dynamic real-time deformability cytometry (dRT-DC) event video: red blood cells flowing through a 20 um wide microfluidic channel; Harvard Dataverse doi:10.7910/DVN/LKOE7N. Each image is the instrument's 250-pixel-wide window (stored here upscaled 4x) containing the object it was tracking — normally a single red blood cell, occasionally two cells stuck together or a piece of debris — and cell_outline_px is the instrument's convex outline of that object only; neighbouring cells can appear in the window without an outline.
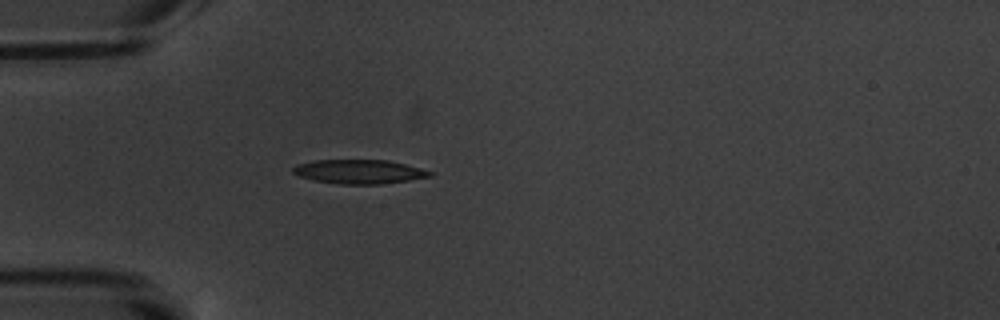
{"species": "common noctule bat (a hibernating species)", "species_latin": "Nyctalus noctula", "temperature_condition": "warm", "stored_images_in_passage": 1, "camera_frame_rate_fps": 3000, "um_per_image_px": 0.085, "animal": {"sex": "male", "body_mass_g": 20.1, "forearm_length_mm": 53.5}, "frame": {"image": 1, "passage_image": 1, "time_ms": 0.0, "image_size_px": [1000, 320], "cell_outline_px": [[432, 176], [408, 180], [380, 184], [340, 184], [312, 180], [300, 176], [292, 172], [292, 168], [296, 164], [316, 160], [388, 160], [420, 168], [432, 172]], "centroid_in_image_um": [30.49, 14.59], "position_along_channel_um": 54.5, "area_um2": 19.07}}